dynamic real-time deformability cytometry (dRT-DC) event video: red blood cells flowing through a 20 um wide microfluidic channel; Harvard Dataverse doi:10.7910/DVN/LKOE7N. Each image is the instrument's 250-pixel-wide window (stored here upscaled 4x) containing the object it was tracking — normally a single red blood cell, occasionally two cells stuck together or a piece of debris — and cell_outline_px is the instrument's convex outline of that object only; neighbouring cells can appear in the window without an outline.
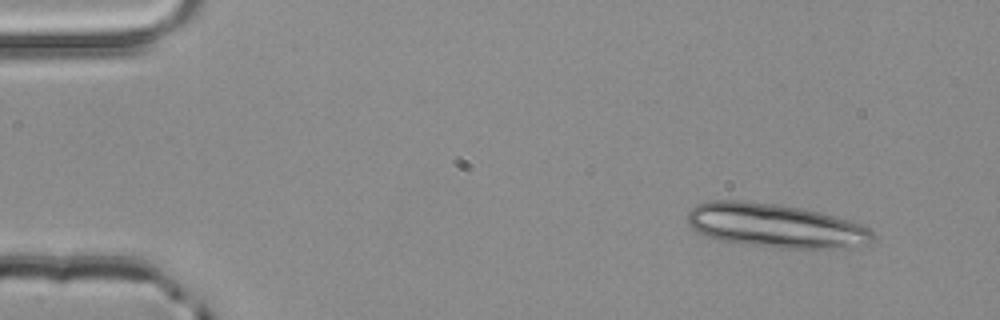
{"species": "common noctule bat (a hibernating species)", "species_latin": "Nyctalus noctula", "temperature_condition": "room temperature", "stored_images_in_passage": 3, "camera_frame_rate_fps": 3000, "um_per_image_px": 0.085, "animal": {"sex": "male", "body_mass_g": 20.4}, "frame": {"image": 1, "passage_image": 1, "time_ms": 0.0, "image_size_px": [1000, 320], "cell_outline_px": [[876, 240], [868, 244], [852, 248], [780, 248], [716, 240], [704, 236], [696, 232], [688, 224], [688, 212], [696, 204], [708, 200], [744, 200], [780, 204], [820, 212], [836, 216], [860, 224], [868, 228], [876, 236]], "centroid_in_image_um": [65.91, 19.18], "position_along_channel_um": 19.1, "area_um2": 48.03}}